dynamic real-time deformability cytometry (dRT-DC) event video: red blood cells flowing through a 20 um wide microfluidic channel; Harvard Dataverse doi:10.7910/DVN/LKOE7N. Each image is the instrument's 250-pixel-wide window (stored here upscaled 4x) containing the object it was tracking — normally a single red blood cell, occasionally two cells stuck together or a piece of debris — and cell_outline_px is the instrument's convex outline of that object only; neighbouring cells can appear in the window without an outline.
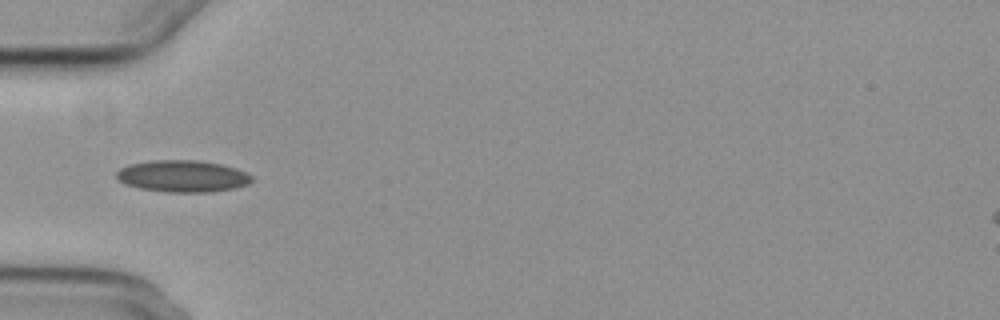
{"species": "common noctule bat (a hibernating species)", "species_latin": "Nyctalus noctula", "temperature_condition": "cold", "stored_images_in_passage": 3, "camera_frame_rate_fps": 3000, "um_per_image_px": 0.085, "animal": {"sex": "female", "body_mass_g": 29.2, "forearm_length_mm": 56.3}, "frame": {"image": 1, "passage_image": 1, "time_ms": 0.0, "image_size_px": [1000, 320], "cell_outline_px": [[256, 180], [248, 184], [236, 188], [212, 192], [164, 192], [140, 188], [124, 184], [116, 176], [116, 172], [120, 168], [128, 164], [156, 160], [196, 160], [220, 164], [236, 168], [252, 176]], "centroid_in_image_um": [15.54, 14.98], "position_along_channel_um": 69.5, "area_um2": 25.2}}
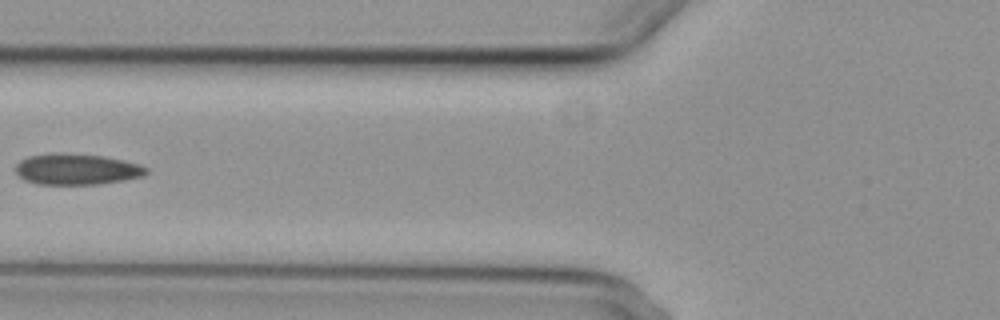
{"frame": {"image": 2, "passage_image": 2, "time_ms": 1.333, "image_size_px": [1000, 320], "cell_outline_px": [[148, 172], [144, 176], [124, 180], [96, 184], [36, 184], [24, 180], [16, 172], [16, 164], [20, 160], [28, 156], [60, 152], [104, 156], [140, 164], [148, 168]], "centroid_in_image_um": [6.52, 14.38], "position_along_channel_um": 119.3, "area_um2": 23.7}}
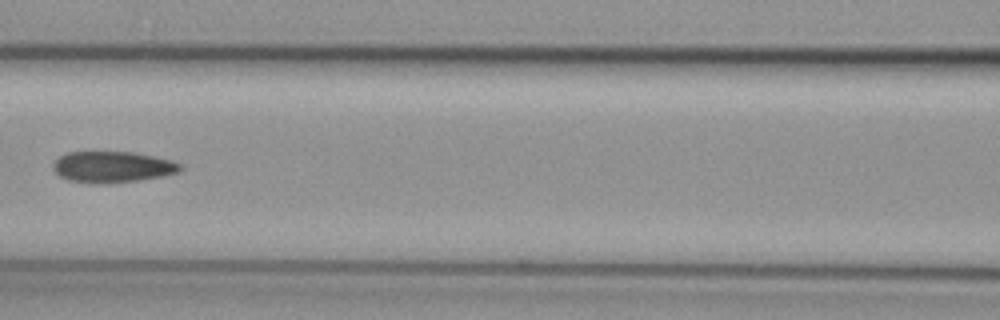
{"frame": {"image": 3, "passage_image": 3, "time_ms": 2.333, "image_size_px": [1000, 320], "cell_outline_px": [[184, 168], [180, 172], [164, 176], [140, 180], [108, 184], [88, 184], [68, 180], [60, 176], [52, 168], [52, 164], [60, 156], [68, 152], [136, 152], [172, 160], [180, 164]], "centroid_in_image_um": [9.58, 14.2], "position_along_channel_um": 157.0, "area_um2": 23.52}}